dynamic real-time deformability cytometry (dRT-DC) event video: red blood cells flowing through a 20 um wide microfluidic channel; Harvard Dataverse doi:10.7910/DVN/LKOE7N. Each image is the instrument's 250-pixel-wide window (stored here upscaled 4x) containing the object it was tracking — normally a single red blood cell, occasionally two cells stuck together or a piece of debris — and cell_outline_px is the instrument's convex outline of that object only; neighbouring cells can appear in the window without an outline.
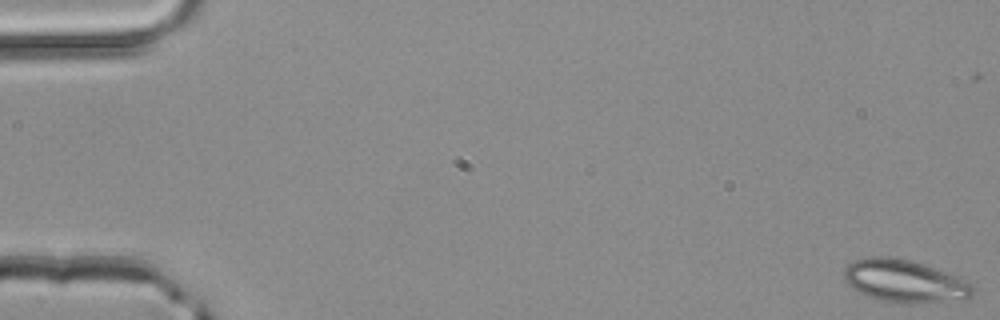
{"species": "common noctule bat (a hibernating species)", "species_latin": "Nyctalus noctula", "temperature_condition": "room temperature", "stored_images_in_passage": 4, "camera_frame_rate_fps": 3000, "um_per_image_px": 0.085, "animal": {"sex": "male", "body_mass_g": 20.4}, "frame": {"image": 1, "passage_image": 1, "time_ms": 0.0, "image_size_px": [1000, 320], "cell_outline_px": [[976, 288], [972, 296], [968, 300], [904, 304], [900, 304], [876, 300], [860, 292], [848, 284], [844, 280], [844, 268], [848, 264], [856, 260], [868, 256], [888, 256], [908, 260], [924, 264], [936, 268], [956, 276], [972, 284]], "centroid_in_image_um": [76.92, 23.92], "position_along_channel_um": 8.1, "area_um2": 32.43}}